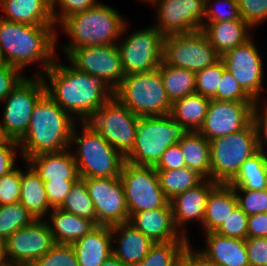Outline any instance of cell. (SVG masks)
<instances>
[{"label":"cell","instance_id":"6da1fadb","mask_svg":"<svg viewBox=\"0 0 267 266\" xmlns=\"http://www.w3.org/2000/svg\"><path fill=\"white\" fill-rule=\"evenodd\" d=\"M64 62L57 56L41 75L46 94L76 121L87 122L113 96V91L98 78Z\"/></svg>","mask_w":267,"mask_h":266},{"label":"cell","instance_id":"7a4b0ae2","mask_svg":"<svg viewBox=\"0 0 267 266\" xmlns=\"http://www.w3.org/2000/svg\"><path fill=\"white\" fill-rule=\"evenodd\" d=\"M0 54L5 64L23 73L32 66V75L41 76L58 56L56 25H30L0 17Z\"/></svg>","mask_w":267,"mask_h":266},{"label":"cell","instance_id":"3957f363","mask_svg":"<svg viewBox=\"0 0 267 266\" xmlns=\"http://www.w3.org/2000/svg\"><path fill=\"white\" fill-rule=\"evenodd\" d=\"M102 2L65 18L56 27L57 55L58 50L61 51L60 55L65 57L74 48L117 44L128 17H124L113 6ZM58 30L67 36V42L59 41L58 38L61 37Z\"/></svg>","mask_w":267,"mask_h":266},{"label":"cell","instance_id":"277c9868","mask_svg":"<svg viewBox=\"0 0 267 266\" xmlns=\"http://www.w3.org/2000/svg\"><path fill=\"white\" fill-rule=\"evenodd\" d=\"M77 123L45 93L33 108L26 134L18 142L22 159L70 148L72 132Z\"/></svg>","mask_w":267,"mask_h":266},{"label":"cell","instance_id":"5b68a950","mask_svg":"<svg viewBox=\"0 0 267 266\" xmlns=\"http://www.w3.org/2000/svg\"><path fill=\"white\" fill-rule=\"evenodd\" d=\"M70 150L80 178L120 177L125 157L87 122H78L72 132Z\"/></svg>","mask_w":267,"mask_h":266},{"label":"cell","instance_id":"8992f818","mask_svg":"<svg viewBox=\"0 0 267 266\" xmlns=\"http://www.w3.org/2000/svg\"><path fill=\"white\" fill-rule=\"evenodd\" d=\"M188 131L170 114L141 116L136 138L125 161L141 166L155 167L165 150L180 141Z\"/></svg>","mask_w":267,"mask_h":266},{"label":"cell","instance_id":"52a82bcc","mask_svg":"<svg viewBox=\"0 0 267 266\" xmlns=\"http://www.w3.org/2000/svg\"><path fill=\"white\" fill-rule=\"evenodd\" d=\"M113 96L140 117L169 115L172 110L158 69L125 75Z\"/></svg>","mask_w":267,"mask_h":266},{"label":"cell","instance_id":"ba28073f","mask_svg":"<svg viewBox=\"0 0 267 266\" xmlns=\"http://www.w3.org/2000/svg\"><path fill=\"white\" fill-rule=\"evenodd\" d=\"M258 151L252 121L242 130L210 141L211 180L229 184L242 164Z\"/></svg>","mask_w":267,"mask_h":266},{"label":"cell","instance_id":"9c48e42d","mask_svg":"<svg viewBox=\"0 0 267 266\" xmlns=\"http://www.w3.org/2000/svg\"><path fill=\"white\" fill-rule=\"evenodd\" d=\"M130 22L117 42L125 75L158 69L163 61L165 36L153 24L132 30Z\"/></svg>","mask_w":267,"mask_h":266},{"label":"cell","instance_id":"30bf717a","mask_svg":"<svg viewBox=\"0 0 267 266\" xmlns=\"http://www.w3.org/2000/svg\"><path fill=\"white\" fill-rule=\"evenodd\" d=\"M129 218L139 211L172 208L160 187L155 167L135 165L125 161L121 170Z\"/></svg>","mask_w":267,"mask_h":266},{"label":"cell","instance_id":"8fae6325","mask_svg":"<svg viewBox=\"0 0 267 266\" xmlns=\"http://www.w3.org/2000/svg\"><path fill=\"white\" fill-rule=\"evenodd\" d=\"M45 93L42 77L29 75L0 103V119L11 140L19 142L24 137L33 108Z\"/></svg>","mask_w":267,"mask_h":266},{"label":"cell","instance_id":"7c38bea8","mask_svg":"<svg viewBox=\"0 0 267 266\" xmlns=\"http://www.w3.org/2000/svg\"><path fill=\"white\" fill-rule=\"evenodd\" d=\"M139 118L112 96L87 123L125 157L134 145Z\"/></svg>","mask_w":267,"mask_h":266},{"label":"cell","instance_id":"4fadbf2b","mask_svg":"<svg viewBox=\"0 0 267 266\" xmlns=\"http://www.w3.org/2000/svg\"><path fill=\"white\" fill-rule=\"evenodd\" d=\"M253 34L247 41L221 56L226 69L242 89L256 102L263 103L267 95L264 59ZM261 54V55H260ZM263 99V100H262Z\"/></svg>","mask_w":267,"mask_h":266},{"label":"cell","instance_id":"5bb4252c","mask_svg":"<svg viewBox=\"0 0 267 266\" xmlns=\"http://www.w3.org/2000/svg\"><path fill=\"white\" fill-rule=\"evenodd\" d=\"M220 58L202 30L164 37L163 61L169 66L197 73Z\"/></svg>","mask_w":267,"mask_h":266},{"label":"cell","instance_id":"9a60e30c","mask_svg":"<svg viewBox=\"0 0 267 266\" xmlns=\"http://www.w3.org/2000/svg\"><path fill=\"white\" fill-rule=\"evenodd\" d=\"M64 58L76 70L98 78L112 91L125 77L117 44L74 48Z\"/></svg>","mask_w":267,"mask_h":266},{"label":"cell","instance_id":"2e32d148","mask_svg":"<svg viewBox=\"0 0 267 266\" xmlns=\"http://www.w3.org/2000/svg\"><path fill=\"white\" fill-rule=\"evenodd\" d=\"M55 244L45 219H35L18 229L5 241V256L9 265L30 266Z\"/></svg>","mask_w":267,"mask_h":266},{"label":"cell","instance_id":"e0dca14e","mask_svg":"<svg viewBox=\"0 0 267 266\" xmlns=\"http://www.w3.org/2000/svg\"><path fill=\"white\" fill-rule=\"evenodd\" d=\"M153 25L166 36L201 30L204 20V0H154Z\"/></svg>","mask_w":267,"mask_h":266},{"label":"cell","instance_id":"ac0fdd59","mask_svg":"<svg viewBox=\"0 0 267 266\" xmlns=\"http://www.w3.org/2000/svg\"><path fill=\"white\" fill-rule=\"evenodd\" d=\"M83 179L94 204L97 225L113 226L129 221V212L120 177Z\"/></svg>","mask_w":267,"mask_h":266},{"label":"cell","instance_id":"d6986e66","mask_svg":"<svg viewBox=\"0 0 267 266\" xmlns=\"http://www.w3.org/2000/svg\"><path fill=\"white\" fill-rule=\"evenodd\" d=\"M255 101H224L210 99L203 125L198 130L209 141L238 132L252 121Z\"/></svg>","mask_w":267,"mask_h":266},{"label":"cell","instance_id":"ffe728a7","mask_svg":"<svg viewBox=\"0 0 267 266\" xmlns=\"http://www.w3.org/2000/svg\"><path fill=\"white\" fill-rule=\"evenodd\" d=\"M217 184L210 179H205L197 187L180 193L170 200L174 223L190 243L193 240H190L188 226L191 222L194 224L196 222V227L202 226L208 196Z\"/></svg>","mask_w":267,"mask_h":266},{"label":"cell","instance_id":"44dd1931","mask_svg":"<svg viewBox=\"0 0 267 266\" xmlns=\"http://www.w3.org/2000/svg\"><path fill=\"white\" fill-rule=\"evenodd\" d=\"M111 227L112 252L125 266H137L155 244L129 222Z\"/></svg>","mask_w":267,"mask_h":266},{"label":"cell","instance_id":"7402d4cb","mask_svg":"<svg viewBox=\"0 0 267 266\" xmlns=\"http://www.w3.org/2000/svg\"><path fill=\"white\" fill-rule=\"evenodd\" d=\"M154 243L189 240L177 229L172 208H158L134 213L128 221Z\"/></svg>","mask_w":267,"mask_h":266},{"label":"cell","instance_id":"603a6c76","mask_svg":"<svg viewBox=\"0 0 267 266\" xmlns=\"http://www.w3.org/2000/svg\"><path fill=\"white\" fill-rule=\"evenodd\" d=\"M203 236L204 246H197L196 249L210 261L219 266H250L245 239L230 238L215 232H207Z\"/></svg>","mask_w":267,"mask_h":266},{"label":"cell","instance_id":"cb8c5ba5","mask_svg":"<svg viewBox=\"0 0 267 266\" xmlns=\"http://www.w3.org/2000/svg\"><path fill=\"white\" fill-rule=\"evenodd\" d=\"M79 266H101L113 253L112 227L98 225L72 244Z\"/></svg>","mask_w":267,"mask_h":266},{"label":"cell","instance_id":"d4e9b609","mask_svg":"<svg viewBox=\"0 0 267 266\" xmlns=\"http://www.w3.org/2000/svg\"><path fill=\"white\" fill-rule=\"evenodd\" d=\"M201 30L220 57L257 33L244 20L202 23Z\"/></svg>","mask_w":267,"mask_h":266},{"label":"cell","instance_id":"484cf974","mask_svg":"<svg viewBox=\"0 0 267 266\" xmlns=\"http://www.w3.org/2000/svg\"><path fill=\"white\" fill-rule=\"evenodd\" d=\"M27 162L42 181L77 180V164L70 148L60 152L42 153L30 157Z\"/></svg>","mask_w":267,"mask_h":266},{"label":"cell","instance_id":"4316f807","mask_svg":"<svg viewBox=\"0 0 267 266\" xmlns=\"http://www.w3.org/2000/svg\"><path fill=\"white\" fill-rule=\"evenodd\" d=\"M1 18L30 25H55L50 0H0Z\"/></svg>","mask_w":267,"mask_h":266},{"label":"cell","instance_id":"83f0119b","mask_svg":"<svg viewBox=\"0 0 267 266\" xmlns=\"http://www.w3.org/2000/svg\"><path fill=\"white\" fill-rule=\"evenodd\" d=\"M55 243L73 244L90 233L98 225L91 220L76 216L68 211L53 208L45 218Z\"/></svg>","mask_w":267,"mask_h":266},{"label":"cell","instance_id":"f1b7e54d","mask_svg":"<svg viewBox=\"0 0 267 266\" xmlns=\"http://www.w3.org/2000/svg\"><path fill=\"white\" fill-rule=\"evenodd\" d=\"M22 162L19 202L35 219H45L53 208L47 200L44 182L27 160Z\"/></svg>","mask_w":267,"mask_h":266},{"label":"cell","instance_id":"f546056e","mask_svg":"<svg viewBox=\"0 0 267 266\" xmlns=\"http://www.w3.org/2000/svg\"><path fill=\"white\" fill-rule=\"evenodd\" d=\"M238 205L233 186L218 183L207 199L201 233L215 232Z\"/></svg>","mask_w":267,"mask_h":266},{"label":"cell","instance_id":"4dcf8cb0","mask_svg":"<svg viewBox=\"0 0 267 266\" xmlns=\"http://www.w3.org/2000/svg\"><path fill=\"white\" fill-rule=\"evenodd\" d=\"M187 168L211 180L210 141L198 131H188L179 141Z\"/></svg>","mask_w":267,"mask_h":266},{"label":"cell","instance_id":"1f68e13d","mask_svg":"<svg viewBox=\"0 0 267 266\" xmlns=\"http://www.w3.org/2000/svg\"><path fill=\"white\" fill-rule=\"evenodd\" d=\"M210 98L193 93L172 103L170 115L187 131H198L206 117Z\"/></svg>","mask_w":267,"mask_h":266},{"label":"cell","instance_id":"d6a6232c","mask_svg":"<svg viewBox=\"0 0 267 266\" xmlns=\"http://www.w3.org/2000/svg\"><path fill=\"white\" fill-rule=\"evenodd\" d=\"M158 71L163 80L164 88L171 103L196 93V76L191 70L169 66L164 61Z\"/></svg>","mask_w":267,"mask_h":266},{"label":"cell","instance_id":"836d02e7","mask_svg":"<svg viewBox=\"0 0 267 266\" xmlns=\"http://www.w3.org/2000/svg\"><path fill=\"white\" fill-rule=\"evenodd\" d=\"M229 184L243 190L261 191L267 189V157L264 153L258 150L248 158Z\"/></svg>","mask_w":267,"mask_h":266},{"label":"cell","instance_id":"e575fe53","mask_svg":"<svg viewBox=\"0 0 267 266\" xmlns=\"http://www.w3.org/2000/svg\"><path fill=\"white\" fill-rule=\"evenodd\" d=\"M160 187L171 200L176 195L197 187L205 178L197 171L182 167L177 170H157Z\"/></svg>","mask_w":267,"mask_h":266},{"label":"cell","instance_id":"d590c367","mask_svg":"<svg viewBox=\"0 0 267 266\" xmlns=\"http://www.w3.org/2000/svg\"><path fill=\"white\" fill-rule=\"evenodd\" d=\"M189 240L155 243L137 266H178Z\"/></svg>","mask_w":267,"mask_h":266},{"label":"cell","instance_id":"8d00e7d4","mask_svg":"<svg viewBox=\"0 0 267 266\" xmlns=\"http://www.w3.org/2000/svg\"><path fill=\"white\" fill-rule=\"evenodd\" d=\"M76 216L94 221L97 224V216L92 199L89 196L86 182L78 178L72 185L71 192L65 197L58 207Z\"/></svg>","mask_w":267,"mask_h":266},{"label":"cell","instance_id":"74e56055","mask_svg":"<svg viewBox=\"0 0 267 266\" xmlns=\"http://www.w3.org/2000/svg\"><path fill=\"white\" fill-rule=\"evenodd\" d=\"M34 220L20 202L0 205V239L5 241L15 231L30 225Z\"/></svg>","mask_w":267,"mask_h":266},{"label":"cell","instance_id":"f35d334b","mask_svg":"<svg viewBox=\"0 0 267 266\" xmlns=\"http://www.w3.org/2000/svg\"><path fill=\"white\" fill-rule=\"evenodd\" d=\"M243 20L238 11L237 0H205L203 23Z\"/></svg>","mask_w":267,"mask_h":266},{"label":"cell","instance_id":"ab89813d","mask_svg":"<svg viewBox=\"0 0 267 266\" xmlns=\"http://www.w3.org/2000/svg\"><path fill=\"white\" fill-rule=\"evenodd\" d=\"M222 75L223 61L220 58L213 65L195 73L196 93L211 99L216 94Z\"/></svg>","mask_w":267,"mask_h":266},{"label":"cell","instance_id":"60d3db41","mask_svg":"<svg viewBox=\"0 0 267 266\" xmlns=\"http://www.w3.org/2000/svg\"><path fill=\"white\" fill-rule=\"evenodd\" d=\"M30 266H79L74 248L71 244L55 243L43 256Z\"/></svg>","mask_w":267,"mask_h":266},{"label":"cell","instance_id":"b9f144b4","mask_svg":"<svg viewBox=\"0 0 267 266\" xmlns=\"http://www.w3.org/2000/svg\"><path fill=\"white\" fill-rule=\"evenodd\" d=\"M238 206L245 214H259L267 213V189L256 190H243L240 187H233Z\"/></svg>","mask_w":267,"mask_h":266},{"label":"cell","instance_id":"7bdbcfd3","mask_svg":"<svg viewBox=\"0 0 267 266\" xmlns=\"http://www.w3.org/2000/svg\"><path fill=\"white\" fill-rule=\"evenodd\" d=\"M240 17L255 31L267 21V0H237Z\"/></svg>","mask_w":267,"mask_h":266},{"label":"cell","instance_id":"ee69618b","mask_svg":"<svg viewBox=\"0 0 267 266\" xmlns=\"http://www.w3.org/2000/svg\"><path fill=\"white\" fill-rule=\"evenodd\" d=\"M224 101H254L226 69L223 62V75L216 94L211 98Z\"/></svg>","mask_w":267,"mask_h":266},{"label":"cell","instance_id":"f6af8a7d","mask_svg":"<svg viewBox=\"0 0 267 266\" xmlns=\"http://www.w3.org/2000/svg\"><path fill=\"white\" fill-rule=\"evenodd\" d=\"M100 2V0H50L51 13L56 27L65 18L94 7Z\"/></svg>","mask_w":267,"mask_h":266},{"label":"cell","instance_id":"bcb514c9","mask_svg":"<svg viewBox=\"0 0 267 266\" xmlns=\"http://www.w3.org/2000/svg\"><path fill=\"white\" fill-rule=\"evenodd\" d=\"M21 194V167H14L0 177V205L19 202Z\"/></svg>","mask_w":267,"mask_h":266},{"label":"cell","instance_id":"7dc6e473","mask_svg":"<svg viewBox=\"0 0 267 266\" xmlns=\"http://www.w3.org/2000/svg\"><path fill=\"white\" fill-rule=\"evenodd\" d=\"M248 215L237 205L215 233L230 238H247Z\"/></svg>","mask_w":267,"mask_h":266},{"label":"cell","instance_id":"c3c4849f","mask_svg":"<svg viewBox=\"0 0 267 266\" xmlns=\"http://www.w3.org/2000/svg\"><path fill=\"white\" fill-rule=\"evenodd\" d=\"M252 123L256 130L258 150L267 157V107L257 103L252 112Z\"/></svg>","mask_w":267,"mask_h":266},{"label":"cell","instance_id":"681fc988","mask_svg":"<svg viewBox=\"0 0 267 266\" xmlns=\"http://www.w3.org/2000/svg\"><path fill=\"white\" fill-rule=\"evenodd\" d=\"M26 76L19 68L5 63L0 65V103Z\"/></svg>","mask_w":267,"mask_h":266},{"label":"cell","instance_id":"f907efd6","mask_svg":"<svg viewBox=\"0 0 267 266\" xmlns=\"http://www.w3.org/2000/svg\"><path fill=\"white\" fill-rule=\"evenodd\" d=\"M76 180H51L43 181L47 200L52 208H58L65 197L71 192L72 185Z\"/></svg>","mask_w":267,"mask_h":266},{"label":"cell","instance_id":"816d5d0a","mask_svg":"<svg viewBox=\"0 0 267 266\" xmlns=\"http://www.w3.org/2000/svg\"><path fill=\"white\" fill-rule=\"evenodd\" d=\"M250 266H267V238H246Z\"/></svg>","mask_w":267,"mask_h":266},{"label":"cell","instance_id":"f5cc1de1","mask_svg":"<svg viewBox=\"0 0 267 266\" xmlns=\"http://www.w3.org/2000/svg\"><path fill=\"white\" fill-rule=\"evenodd\" d=\"M186 167L184 155L179 146V142L169 146L158 164L155 166L156 170H177L179 168Z\"/></svg>","mask_w":267,"mask_h":266},{"label":"cell","instance_id":"db71d44e","mask_svg":"<svg viewBox=\"0 0 267 266\" xmlns=\"http://www.w3.org/2000/svg\"><path fill=\"white\" fill-rule=\"evenodd\" d=\"M19 158L22 159V156L17 141L12 140L8 144L0 145V177L16 167Z\"/></svg>","mask_w":267,"mask_h":266},{"label":"cell","instance_id":"11a10c76","mask_svg":"<svg viewBox=\"0 0 267 266\" xmlns=\"http://www.w3.org/2000/svg\"><path fill=\"white\" fill-rule=\"evenodd\" d=\"M267 238V213L248 216L247 238Z\"/></svg>","mask_w":267,"mask_h":266},{"label":"cell","instance_id":"9f6ffc18","mask_svg":"<svg viewBox=\"0 0 267 266\" xmlns=\"http://www.w3.org/2000/svg\"><path fill=\"white\" fill-rule=\"evenodd\" d=\"M182 263L185 266H219L216 262L210 261L204 255H202L192 243L186 247Z\"/></svg>","mask_w":267,"mask_h":266},{"label":"cell","instance_id":"6f0895ef","mask_svg":"<svg viewBox=\"0 0 267 266\" xmlns=\"http://www.w3.org/2000/svg\"><path fill=\"white\" fill-rule=\"evenodd\" d=\"M101 266H125L120 259H118L113 253L104 261Z\"/></svg>","mask_w":267,"mask_h":266},{"label":"cell","instance_id":"680465c9","mask_svg":"<svg viewBox=\"0 0 267 266\" xmlns=\"http://www.w3.org/2000/svg\"><path fill=\"white\" fill-rule=\"evenodd\" d=\"M11 141H12L11 138L7 135V133L3 127V124L0 120V145L8 144Z\"/></svg>","mask_w":267,"mask_h":266},{"label":"cell","instance_id":"91938a15","mask_svg":"<svg viewBox=\"0 0 267 266\" xmlns=\"http://www.w3.org/2000/svg\"><path fill=\"white\" fill-rule=\"evenodd\" d=\"M9 265L5 256L4 240L0 239V266Z\"/></svg>","mask_w":267,"mask_h":266},{"label":"cell","instance_id":"94428289","mask_svg":"<svg viewBox=\"0 0 267 266\" xmlns=\"http://www.w3.org/2000/svg\"><path fill=\"white\" fill-rule=\"evenodd\" d=\"M154 0H138V2H140V3H142V4H146V5H148V7H149V5L153 2Z\"/></svg>","mask_w":267,"mask_h":266},{"label":"cell","instance_id":"6125c7cd","mask_svg":"<svg viewBox=\"0 0 267 266\" xmlns=\"http://www.w3.org/2000/svg\"><path fill=\"white\" fill-rule=\"evenodd\" d=\"M2 64H4V62H3L1 54H0V65H2Z\"/></svg>","mask_w":267,"mask_h":266},{"label":"cell","instance_id":"be15d7a7","mask_svg":"<svg viewBox=\"0 0 267 266\" xmlns=\"http://www.w3.org/2000/svg\"><path fill=\"white\" fill-rule=\"evenodd\" d=\"M266 100V101H265ZM263 101V104L267 107V99ZM266 102V103H265Z\"/></svg>","mask_w":267,"mask_h":266},{"label":"cell","instance_id":"e7e4bbea","mask_svg":"<svg viewBox=\"0 0 267 266\" xmlns=\"http://www.w3.org/2000/svg\"><path fill=\"white\" fill-rule=\"evenodd\" d=\"M178 266H185L182 262Z\"/></svg>","mask_w":267,"mask_h":266}]
</instances>
